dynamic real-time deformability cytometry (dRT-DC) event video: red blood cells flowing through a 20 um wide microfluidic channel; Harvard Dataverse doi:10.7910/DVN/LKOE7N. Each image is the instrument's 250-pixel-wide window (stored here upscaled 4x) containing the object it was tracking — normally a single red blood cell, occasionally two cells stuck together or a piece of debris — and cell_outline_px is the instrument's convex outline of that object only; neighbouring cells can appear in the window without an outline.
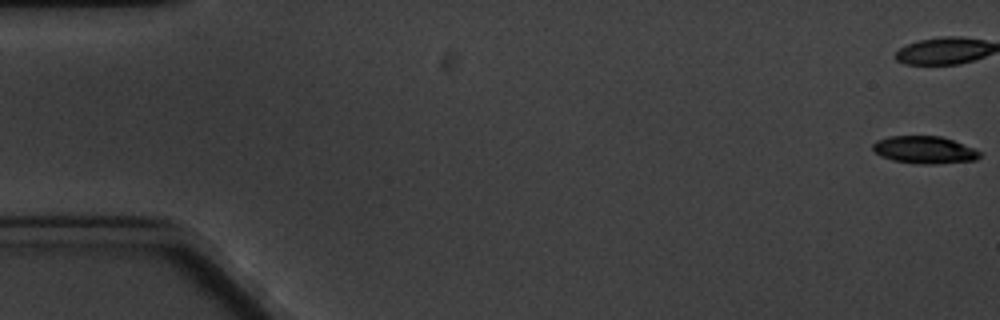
{"species": "common noctule bat (a hibernating species)", "species_latin": "Nyctalus noctula", "temperature_condition": "cold", "stored_images_in_passage": 5, "camera_frame_rate_fps": 3000, "um_per_image_px": 0.085, "animal": {"sex": "male", "body_mass_g": 20.1, "forearm_length_mm": 53.5}, "frame": {"image": 1, "passage_image": 1, "time_ms": 0.0, "image_size_px": [1000, 320], "cell_outline_px": [[984, 152], [976, 160], [936, 164], [916, 164], [892, 160], [880, 156], [872, 148], [872, 144], [876, 140], [888, 136], [940, 136], [952, 140]], "centroid_in_image_um": [78.58, 12.74], "position_along_channel_um": 6.4, "area_um2": 17.22}}